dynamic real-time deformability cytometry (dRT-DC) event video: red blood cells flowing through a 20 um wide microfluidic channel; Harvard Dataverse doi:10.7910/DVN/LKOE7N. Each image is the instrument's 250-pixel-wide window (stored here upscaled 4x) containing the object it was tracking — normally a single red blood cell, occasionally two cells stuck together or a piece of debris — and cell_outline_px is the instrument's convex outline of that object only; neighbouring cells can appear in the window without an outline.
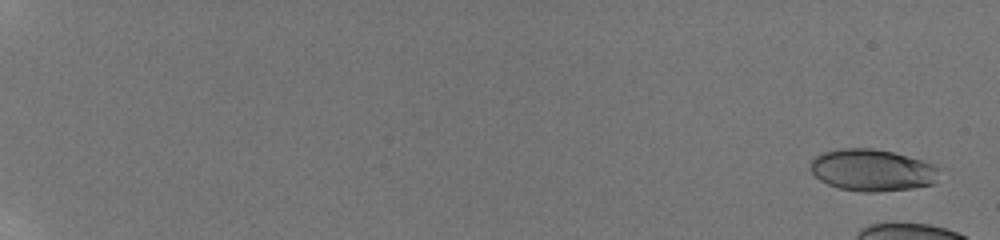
{"species": "human", "species_latin": "Homo sapiens", "temperature_condition": "room temperature", "stored_images_in_passage": 31, "camera_frame_rate_fps": 3000, "um_per_image_px": 0.085, "donor": {"sex": "male"}, "frame": {"image": 1, "passage_image": 1, "time_ms": 0.0, "image_size_px": [1000, 240], "cell_outline_px": [[940, 168], [932, 184], [912, 188], [876, 192], [864, 192], [840, 188], [828, 184], [820, 180], [812, 172], [812, 160], [816, 156], [824, 152], [836, 148], [872, 148], [892, 152], [908, 156], [932, 164]], "centroid_in_image_um": [74.13, 14.45], "position_along_channel_um": 10.9, "area_um2": 31.1}}
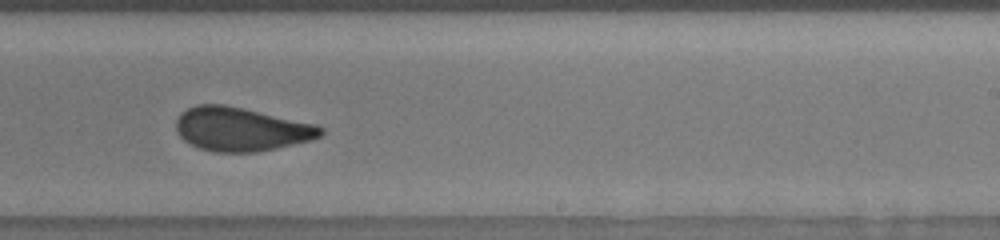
{"frame": {"image": 2, "passage_image": 24, "time_ms": 7.667, "image_size_px": [1000, 240], "cell_outline_px": [[324, 132], [320, 136], [312, 140], [276, 148], [256, 152], [212, 152], [200, 148], [184, 140], [176, 132], [176, 120], [180, 112], [196, 104], [224, 104], [316, 124], [324, 128]], "centroid_in_image_um": [20.48, 10.98], "position_along_channel_um": 268.5, "area_um2": 36.88}}
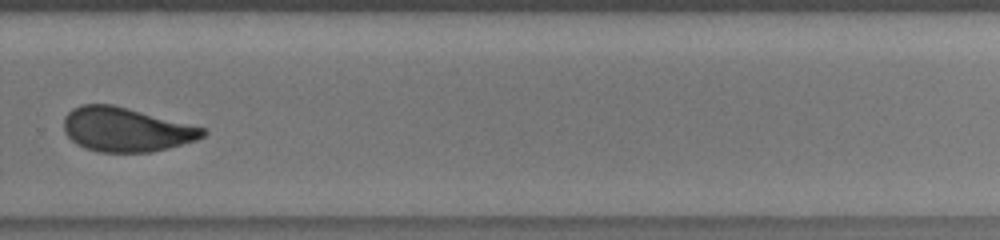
{"frame": {"image": 3, "passage_image": 26, "time_ms": 8.333, "image_size_px": [1000, 240], "cell_outline_px": [[208, 132], [204, 136], [196, 140], [168, 148], [152, 152], [96, 152], [84, 148], [76, 144], [64, 132], [64, 116], [72, 108], [80, 104], [112, 104], [128, 108], [204, 128]], "centroid_in_image_um": [10.67, 11.02], "position_along_channel_um": 319.1, "area_um2": 35.78}}